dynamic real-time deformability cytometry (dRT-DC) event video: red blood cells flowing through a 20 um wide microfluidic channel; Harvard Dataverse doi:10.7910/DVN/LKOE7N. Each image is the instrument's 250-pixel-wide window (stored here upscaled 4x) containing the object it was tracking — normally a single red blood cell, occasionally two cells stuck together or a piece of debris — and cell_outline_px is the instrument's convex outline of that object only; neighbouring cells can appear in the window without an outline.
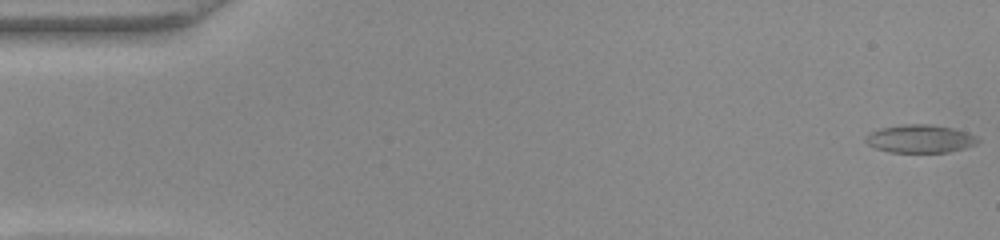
{"species": "common noctule bat (a hibernating species)", "species_latin": "Nyctalus noctula", "temperature_condition": "warm", "stored_images_in_passage": 52, "camera_frame_rate_fps": 3000, "um_per_image_px": 0.085, "animal": {"sex": "female", "body_mass_g": 22.0, "forearm_length_mm": 56.7}, "frame": {"image": 1, "passage_image": 1, "time_ms": 0.0, "image_size_px": [1000, 240], "cell_outline_px": [[980, 140], [976, 144], [964, 148], [948, 152], [888, 152], [876, 148], [868, 144], [864, 140], [868, 132], [880, 128], [904, 124], [932, 124], [952, 128], [968, 132], [976, 136]], "centroid_in_image_um": [78.2, 11.79], "position_along_channel_um": 6.8, "area_um2": 18.44}}
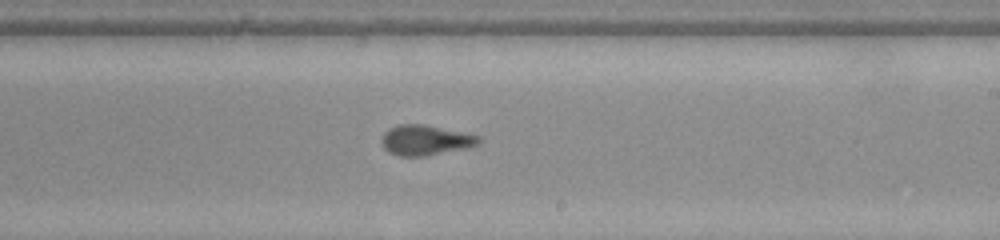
{"frame": {"image": 2, "passage_image": 31, "time_ms": 10.0, "image_size_px": [1000, 240], "cell_outline_px": [[480, 140], [476, 144], [468, 148], [428, 156], [400, 156], [388, 152], [384, 148], [380, 140], [384, 132], [388, 128], [400, 124], [424, 124], [480, 136]], "centroid_in_image_um": [36.12, 11.92], "position_along_channel_um": 252.9, "area_um2": 17.17}}
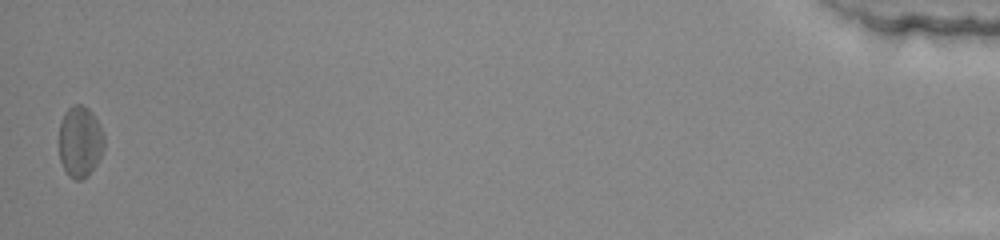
{"frame": {"image": 3, "passage_image": 52, "time_ms": 17.0, "image_size_px": [1000, 240], "cell_outline_px": [[104, 148], [96, 164], [80, 180], [76, 180], [68, 176], [60, 160], [60, 124], [68, 108], [72, 104], [80, 104], [88, 108], [100, 124], [104, 136]], "centroid_in_image_um": [6.81, 12.01], "position_along_channel_um": 428.4, "area_um2": 18.38}, "authors_computed_cell_mechanics": {"area_um2": 17.3111, "velocity_mm_per_s": 3.9026, "shape_relaxation_time_tau1_ms": 4.5904, "shape_relaxation_time_tau2_ms": 3.9779, "deformation_change_tau1": 0.158, "deformation_change_tau2": 0.1018}}